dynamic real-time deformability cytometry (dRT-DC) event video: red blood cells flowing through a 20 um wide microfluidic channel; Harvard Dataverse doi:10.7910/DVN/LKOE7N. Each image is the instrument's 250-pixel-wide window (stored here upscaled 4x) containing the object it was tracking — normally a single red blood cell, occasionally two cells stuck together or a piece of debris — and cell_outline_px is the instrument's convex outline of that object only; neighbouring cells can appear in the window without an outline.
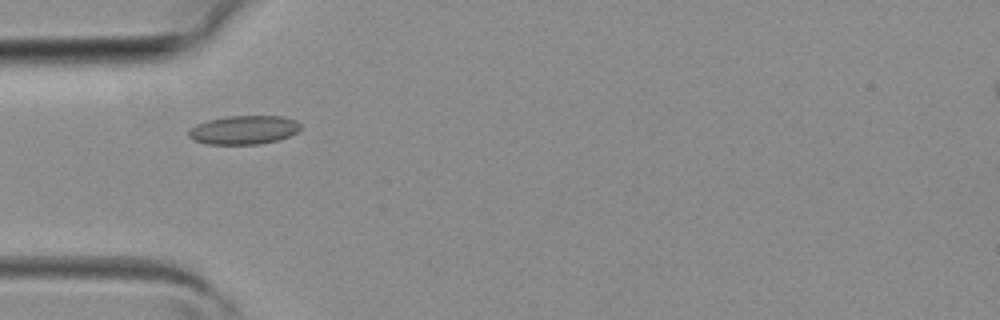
{"species": "common noctule bat (a hibernating species)", "species_latin": "Nyctalus noctula", "temperature_condition": "room temperature", "stored_images_in_passage": 3, "camera_frame_rate_fps": 3000, "um_per_image_px": 0.085, "animal": {"sex": "female", "body_mass_g": 19.3, "forearm_length_mm": 54.1}, "frame": {"image": 1, "passage_image": 3, "time_ms": 0.667, "image_size_px": [1000, 320], "cell_outline_px": [[300, 128], [296, 132], [288, 136], [276, 140], [260, 144], [208, 144], [196, 140], [188, 136], [188, 132], [196, 124], [208, 120], [228, 116], [284, 116], [296, 120], [300, 124]], "centroid_in_image_um": [20.74, 11.03], "position_along_channel_um": 64.3, "area_um2": 18.55}}